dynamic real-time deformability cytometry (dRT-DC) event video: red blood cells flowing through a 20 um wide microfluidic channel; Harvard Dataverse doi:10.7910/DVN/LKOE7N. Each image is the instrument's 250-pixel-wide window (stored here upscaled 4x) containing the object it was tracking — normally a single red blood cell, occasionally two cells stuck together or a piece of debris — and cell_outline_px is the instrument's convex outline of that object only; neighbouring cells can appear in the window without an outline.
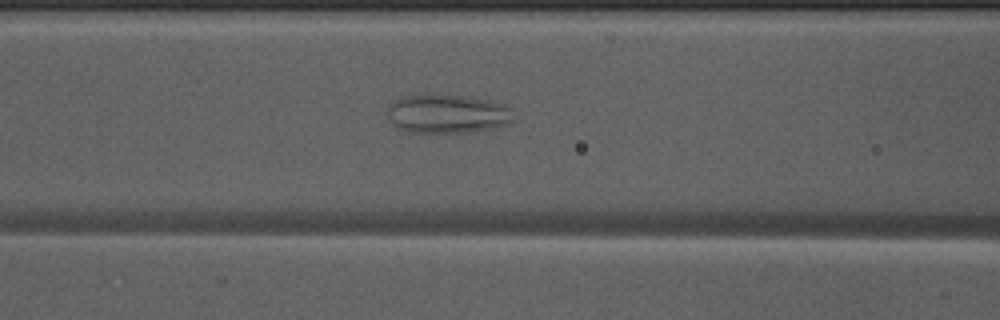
{"species": "Egyptian fruit bat (a non-hibernating species)", "species_latin": "Rousettus aegyptiacus", "temperature_condition": "warm", "stored_images_in_passage": 18, "camera_frame_rate_fps": 3000, "um_per_image_px": 0.085, "animal": {"sex": "male"}, "frame": {"image": 1, "passage_image": 11, "time_ms": 3.333, "image_size_px": [1000, 320], "cell_outline_px": [[512, 124], [472, 132], [408, 132], [396, 128], [388, 120], [384, 112], [388, 104], [400, 96], [432, 92], [468, 96], [492, 100], [504, 104], [512, 108]], "centroid_in_image_um": [37.96, 9.63], "position_along_channel_um": 128.6, "area_um2": 29.88}}